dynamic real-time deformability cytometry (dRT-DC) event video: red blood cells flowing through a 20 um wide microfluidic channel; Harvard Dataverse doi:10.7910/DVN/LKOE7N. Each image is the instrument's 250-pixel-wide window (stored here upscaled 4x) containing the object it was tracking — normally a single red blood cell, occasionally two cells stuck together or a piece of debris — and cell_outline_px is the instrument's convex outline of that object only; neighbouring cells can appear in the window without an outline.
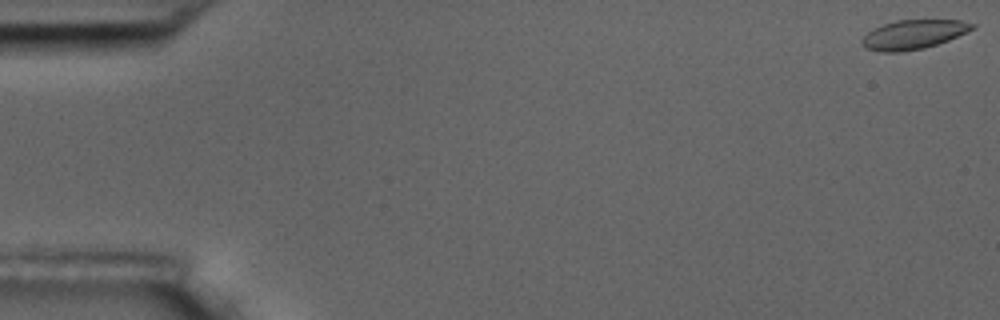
{"species": "common noctule bat (a hibernating species)", "species_latin": "Nyctalus noctula", "temperature_condition": "room temperature", "stored_images_in_passage": 5, "camera_frame_rate_fps": 3000, "um_per_image_px": 0.085, "animal": {"sex": "male", "body_mass_g": 17.5, "forearm_length_mm": 52.3}, "frame": {"image": 1, "passage_image": 1, "time_ms": 0.0, "image_size_px": [1000, 320], "cell_outline_px": [[976, 24], [972, 28], [948, 40], [924, 48], [900, 52], [880, 52], [864, 48], [860, 44], [860, 40], [872, 28], [896, 20], [960, 20]], "centroid_in_image_um": [77.55, 2.94], "position_along_channel_um": 7.4, "area_um2": 18.67}}